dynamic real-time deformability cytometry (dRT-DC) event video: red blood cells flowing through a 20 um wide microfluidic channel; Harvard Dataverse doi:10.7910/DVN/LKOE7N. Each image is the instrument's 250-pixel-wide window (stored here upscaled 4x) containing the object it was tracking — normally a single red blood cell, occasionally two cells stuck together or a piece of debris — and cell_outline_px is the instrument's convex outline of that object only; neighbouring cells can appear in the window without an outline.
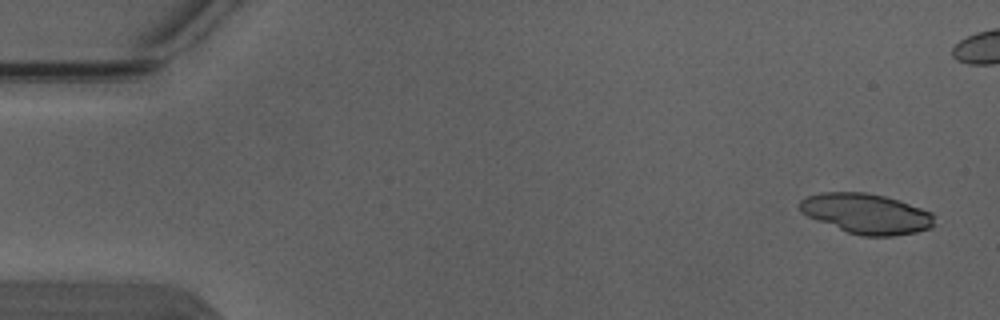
{"species": "Egyptian fruit bat (a non-hibernating species)", "species_latin": "Rousettus aegyptiacus", "temperature_condition": "warm", "stored_images_in_passage": 5, "camera_frame_rate_fps": 3000, "um_per_image_px": 0.085, "animal": {"sex": "male"}, "frame": {"image": 1, "passage_image": 1, "time_ms": 0.0, "image_size_px": [1000, 320], "cell_outline_px": [[936, 216], [932, 228], [916, 232], [892, 236], [860, 236], [848, 232], [808, 216], [800, 212], [800, 200], [808, 196], [820, 192], [864, 192], [884, 196], [900, 200], [932, 212]], "centroid_in_image_um": [73.69, 18.16], "position_along_channel_um": 11.3, "area_um2": 31.5}}